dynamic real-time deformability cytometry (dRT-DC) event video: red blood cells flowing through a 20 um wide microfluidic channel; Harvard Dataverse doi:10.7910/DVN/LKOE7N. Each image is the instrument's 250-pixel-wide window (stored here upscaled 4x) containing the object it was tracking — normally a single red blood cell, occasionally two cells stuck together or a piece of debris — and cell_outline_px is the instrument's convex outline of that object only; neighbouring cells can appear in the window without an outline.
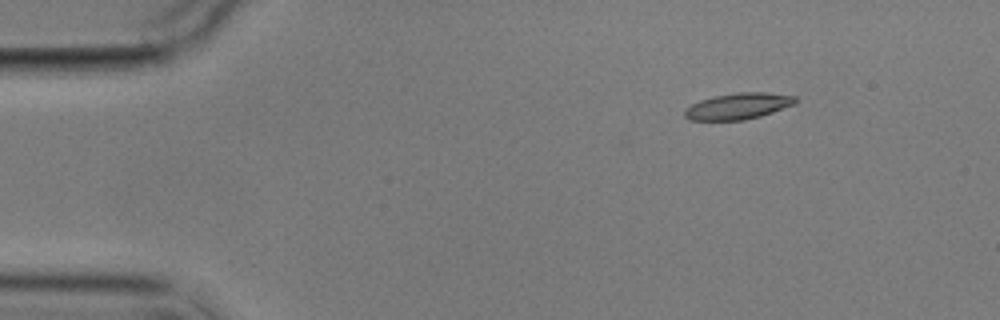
{"species": "common noctule bat (a hibernating species)", "species_latin": "Nyctalus noctula", "temperature_condition": "cold", "stored_images_in_passage": 3, "camera_frame_rate_fps": 3000, "um_per_image_px": 0.085, "animal": {"sex": "male", "body_mass_g": 17.9}, "frame": {"image": 1, "passage_image": 2, "time_ms": 1.0, "image_size_px": [1000, 320], "cell_outline_px": [[796, 104], [760, 116], [744, 120], [688, 120], [684, 116], [684, 108], [700, 100], [712, 96], [736, 92], [768, 92], [796, 96]], "centroid_in_image_um": [62.73, 9.01], "position_along_channel_um": 22.3, "area_um2": 17.11}}